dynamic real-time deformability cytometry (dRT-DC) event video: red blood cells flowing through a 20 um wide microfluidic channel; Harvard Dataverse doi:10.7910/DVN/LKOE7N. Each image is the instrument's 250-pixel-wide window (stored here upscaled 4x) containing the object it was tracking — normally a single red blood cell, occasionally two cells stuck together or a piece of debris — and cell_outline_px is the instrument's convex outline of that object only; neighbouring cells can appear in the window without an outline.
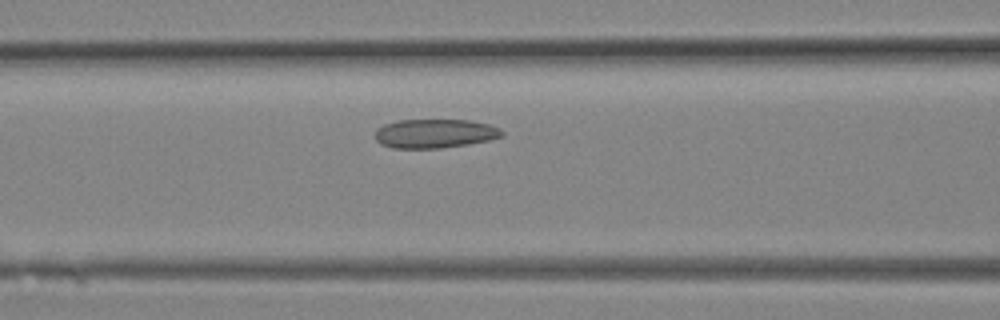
{"species": "Egyptian fruit bat (a non-hibernating species)", "species_latin": "Rousettus aegyptiacus", "temperature_condition": "room temperature", "stored_images_in_passage": 11, "segment_of_instrument_passage": [1, 2], "camera_frame_rate_fps": 3000, "um_per_image_px": 0.085, "animal": {"sex": "female"}, "frame": {"image": 1, "passage_image": 8, "time_ms": 2.333, "image_size_px": [1000, 320], "cell_outline_px": [[504, 136], [488, 140], [468, 144], [440, 148], [392, 148], [380, 144], [376, 140], [376, 128], [384, 124], [400, 120], [468, 120], [488, 124], [500, 128], [504, 132]], "centroid_in_image_um": [36.96, 11.35], "position_along_channel_um": 129.6, "area_um2": 21.44}}
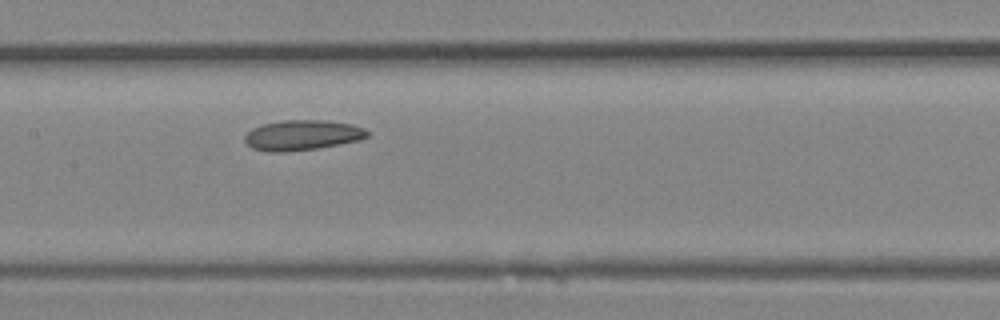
{"frame": {"image": 2, "passage_image": 10, "time_ms": 3.0, "image_size_px": [1000, 320], "cell_outline_px": [[368, 136], [360, 140], [316, 148], [284, 152], [268, 152], [252, 148], [244, 140], [244, 136], [252, 128], [264, 124], [284, 120], [328, 120], [352, 124], [364, 128], [368, 132]], "centroid_in_image_um": [25.69, 11.48], "position_along_channel_um": 181.7, "area_um2": 21.5}}